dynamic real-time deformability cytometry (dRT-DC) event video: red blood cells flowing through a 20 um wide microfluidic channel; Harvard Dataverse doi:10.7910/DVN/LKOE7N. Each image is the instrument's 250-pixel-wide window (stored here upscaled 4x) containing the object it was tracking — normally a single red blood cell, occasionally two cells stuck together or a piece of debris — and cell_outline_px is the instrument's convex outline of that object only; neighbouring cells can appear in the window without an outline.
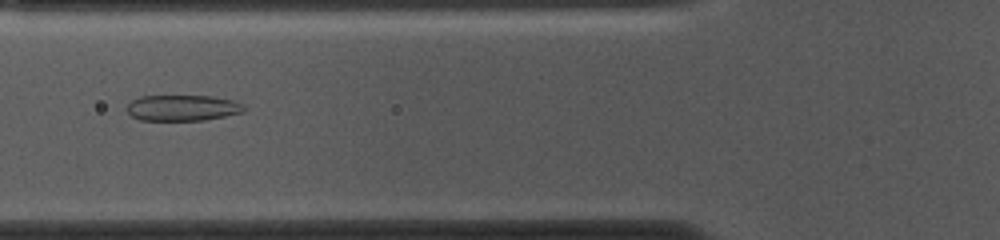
{"species": "common noctule bat (a hibernating species)", "species_latin": "Nyctalus noctula", "temperature_condition": "cold", "stored_images_in_passage": 53, "camera_frame_rate_fps": 3000, "um_per_image_px": 0.085, "animal": {"sex": "female", "body_mass_g": 10.0, "forearm_length_mm": 53.1}, "frame": {"image": 1, "passage_image": 19, "time_ms": 6.0, "image_size_px": [1000, 240], "cell_outline_px": [[244, 112], [204, 120], [140, 120], [132, 116], [128, 112], [128, 104], [132, 100], [140, 96], [212, 96], [236, 100], [244, 104]], "centroid_in_image_um": [15.55, 9.16], "position_along_channel_um": 110.2, "area_um2": 17.69}}
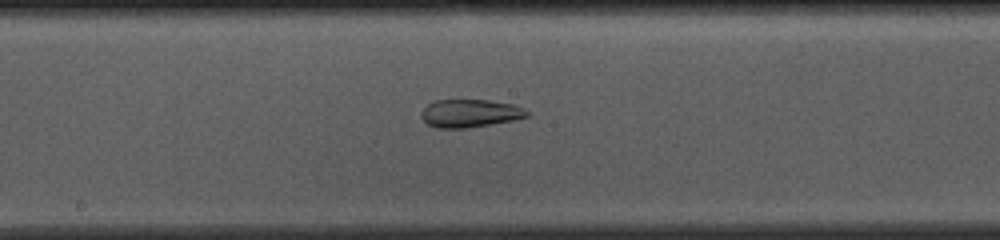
{"frame": {"image": 2, "passage_image": 27, "time_ms": 8.667, "image_size_px": [1000, 240], "cell_outline_px": [[528, 116], [512, 120], [492, 124], [464, 128], [436, 128], [428, 124], [420, 116], [420, 112], [432, 100], [488, 100], [512, 104], [524, 108], [528, 112]], "centroid_in_image_um": [39.91, 9.63], "position_along_channel_um": 208.3, "area_um2": 17.17}}
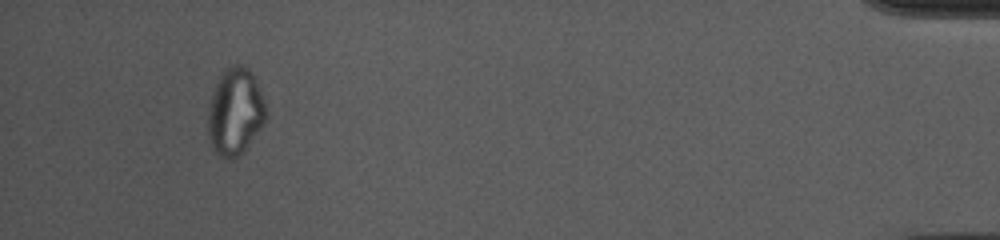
{"frame": {"image": 3, "passage_image": 50, "time_ms": 16.333, "image_size_px": [1000, 240], "cell_outline_px": [[268, 116], [264, 124], [244, 152], [232, 160], [228, 160], [220, 156], [212, 148], [208, 136], [208, 108], [212, 92], [224, 68], [232, 64], [240, 64], [248, 68], [252, 72], [264, 100]], "centroid_in_image_um": [19.99, 9.51], "position_along_channel_um": 415.2, "area_um2": 29.82}, "authors_computed_cell_mechanics": {"area_um2": 23.6402, "velocity_mm_per_s": 3.6691, "shape_relaxation_time_tau1_ms": null, "shape_relaxation_time_tau2_ms": 0.8318, "deformation_change_tau1": null, "deformation_change_tau2": 0.0615}}